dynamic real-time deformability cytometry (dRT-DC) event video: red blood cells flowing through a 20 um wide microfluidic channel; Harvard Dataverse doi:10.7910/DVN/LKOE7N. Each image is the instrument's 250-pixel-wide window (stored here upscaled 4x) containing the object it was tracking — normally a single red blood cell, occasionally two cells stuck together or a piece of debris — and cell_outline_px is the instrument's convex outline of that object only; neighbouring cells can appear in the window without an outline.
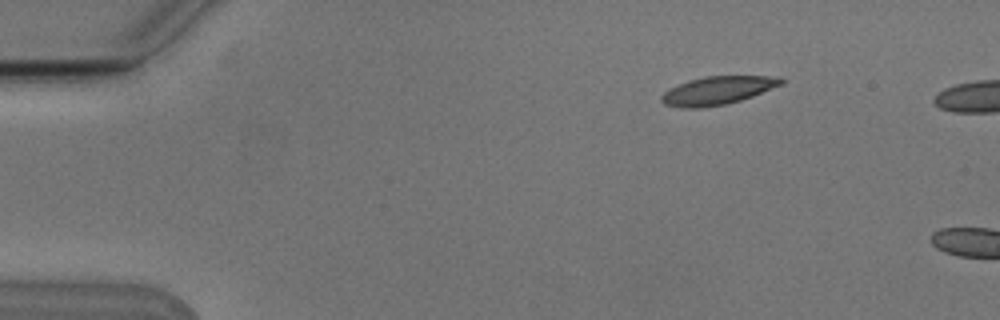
{"species": "Egyptian fruit bat (a non-hibernating species)", "species_latin": "Rousettus aegyptiacus", "temperature_condition": "cold", "stored_images_in_passage": 2, "camera_frame_rate_fps": 3000, "um_per_image_px": 0.085, "animal": {"sex": "male"}, "frame": {"image": 1, "passage_image": 1, "time_ms": 0.0, "image_size_px": [1000, 320], "cell_outline_px": [[784, 80], [780, 84], [752, 96], [740, 100], [724, 104], [700, 108], [680, 108], [664, 104], [660, 100], [660, 96], [664, 92], [688, 80], [704, 76], [764, 76]], "centroid_in_image_um": [60.89, 7.7], "position_along_channel_um": 24.1, "area_um2": 19.19}}